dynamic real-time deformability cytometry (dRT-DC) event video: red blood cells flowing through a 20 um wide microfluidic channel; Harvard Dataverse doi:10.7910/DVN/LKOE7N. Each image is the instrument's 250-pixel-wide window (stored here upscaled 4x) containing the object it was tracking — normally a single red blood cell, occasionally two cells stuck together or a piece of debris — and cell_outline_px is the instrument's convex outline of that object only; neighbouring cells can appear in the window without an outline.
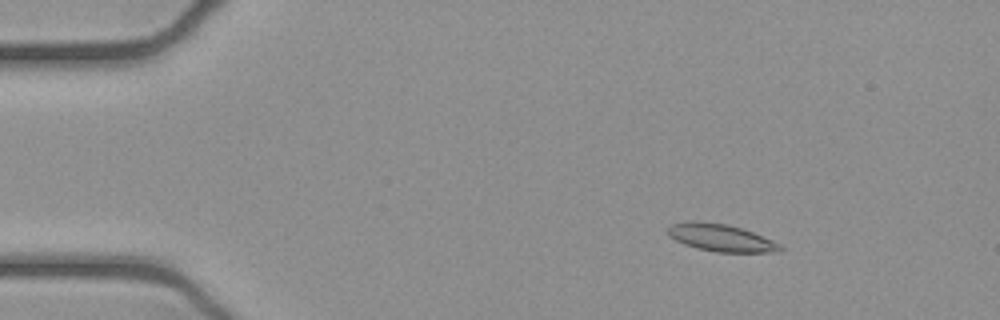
{"species": "common noctule bat (a hibernating species)", "species_latin": "Nyctalus noctula", "temperature_condition": "cold", "stored_images_in_passage": 53, "camera_frame_rate_fps": 3000, "um_per_image_px": 0.085, "animal": {"sex": "female", "body_mass_g": 21.9}, "frame": {"image": 1, "passage_image": 8, "time_ms": 2.333, "image_size_px": [1000, 320], "cell_outline_px": [[784, 248], [780, 252], [716, 252], [684, 244], [668, 236], [668, 228], [672, 224], [692, 220], [696, 220], [728, 224], [752, 232], [772, 240], [780, 244]], "centroid_in_image_um": [61.28, 20.2], "position_along_channel_um": 23.7, "area_um2": 17.8}}
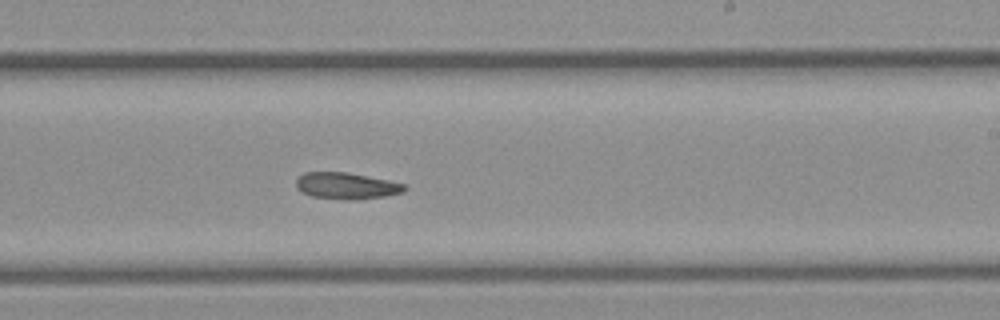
{"frame": {"image": 2, "passage_image": 32, "time_ms": 10.333, "image_size_px": [1000, 320], "cell_outline_px": [[408, 188], [404, 192], [384, 196], [356, 200], [348, 200], [312, 196], [300, 192], [296, 188], [296, 180], [304, 172], [348, 172], [388, 180], [404, 184]], "centroid_in_image_um": [29.44, 15.79], "position_along_channel_um": 259.6, "area_um2": 16.82}}
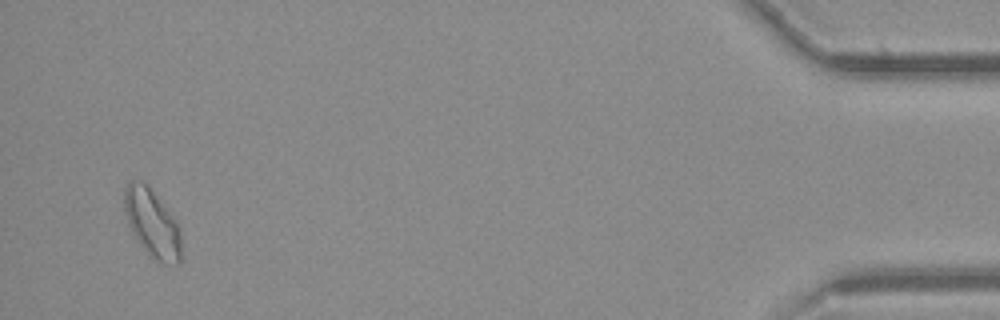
{"frame": {"image": 3, "passage_image": 51, "time_ms": 16.667, "image_size_px": [1000, 320], "cell_outline_px": [[180, 264], [156, 264], [148, 256], [132, 232], [128, 224], [124, 212], [124, 188], [128, 180], [144, 180], [176, 220], [180, 228]], "centroid_in_image_um": [12.91, 18.99], "position_along_channel_um": 422.3, "area_um2": 23.06}}